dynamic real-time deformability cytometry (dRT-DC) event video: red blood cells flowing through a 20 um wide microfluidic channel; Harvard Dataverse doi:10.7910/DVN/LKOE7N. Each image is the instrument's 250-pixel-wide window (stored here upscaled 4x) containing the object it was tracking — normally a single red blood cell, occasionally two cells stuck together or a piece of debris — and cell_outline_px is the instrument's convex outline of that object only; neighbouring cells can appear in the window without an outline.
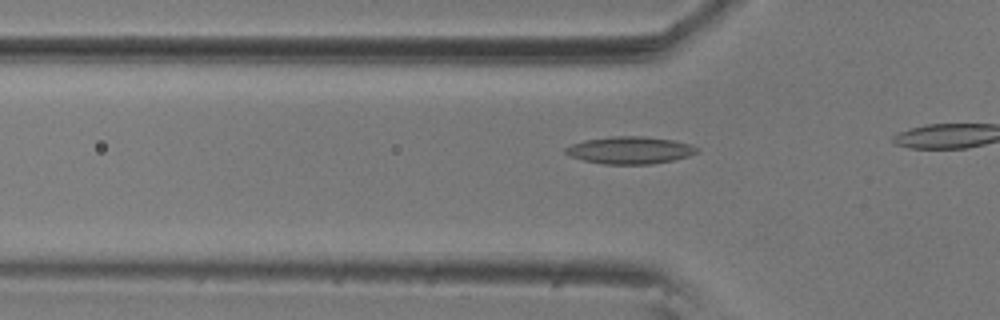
{"species": "common noctule bat (a hibernating species)", "species_latin": "Nyctalus noctula", "temperature_condition": "room temperature", "stored_images_in_passage": 8, "camera_frame_rate_fps": 3000, "um_per_image_px": 0.085, "animal": {"sex": "male", "body_mass_g": 20.5, "forearm_length_mm": 52.5}, "frame": {"image": 1, "passage_image": 5, "time_ms": 1.333, "image_size_px": [1000, 320], "cell_outline_px": [[700, 152], [688, 156], [672, 160], [652, 164], [604, 164], [584, 160], [568, 156], [564, 152], [564, 148], [572, 144], [584, 140], [612, 136], [644, 136], [672, 140], [692, 144], [700, 148]], "centroid_in_image_um": [53.56, 12.76], "position_along_channel_um": 72.2, "area_um2": 21.04}}